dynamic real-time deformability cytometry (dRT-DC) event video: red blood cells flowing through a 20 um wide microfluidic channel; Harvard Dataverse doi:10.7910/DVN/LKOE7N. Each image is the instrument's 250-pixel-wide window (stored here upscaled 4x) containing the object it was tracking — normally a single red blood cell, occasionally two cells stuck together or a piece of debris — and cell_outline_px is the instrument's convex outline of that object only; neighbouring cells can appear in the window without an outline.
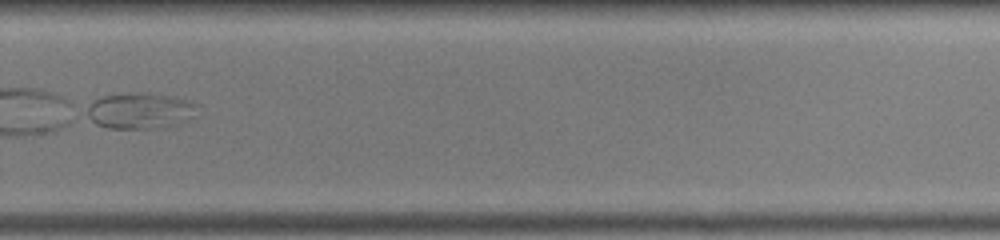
{"species": "common noctule bat (a hibernating species)", "species_latin": "Nyctalus noctula", "temperature_condition": "warm", "stored_images_in_passage": 48, "camera_frame_rate_fps": 3000, "um_per_image_px": 0.085, "animal": {"sex": "male", "body_mass_g": 19.0, "forearm_length_mm": 50.8}, "frame": {"image": 1, "passage_image": 34, "time_ms": 11.0, "image_size_px": [1000, 240], "cell_outline_px": [[196, 104], [192, 116], [188, 124], [156, 128], [108, 128], [96, 124], [88, 120], [88, 104], [100, 96], [128, 92], [148, 92], [192, 100]], "centroid_in_image_um": [11.92, 9.41], "position_along_channel_um": 317.9, "area_um2": 23.7}}